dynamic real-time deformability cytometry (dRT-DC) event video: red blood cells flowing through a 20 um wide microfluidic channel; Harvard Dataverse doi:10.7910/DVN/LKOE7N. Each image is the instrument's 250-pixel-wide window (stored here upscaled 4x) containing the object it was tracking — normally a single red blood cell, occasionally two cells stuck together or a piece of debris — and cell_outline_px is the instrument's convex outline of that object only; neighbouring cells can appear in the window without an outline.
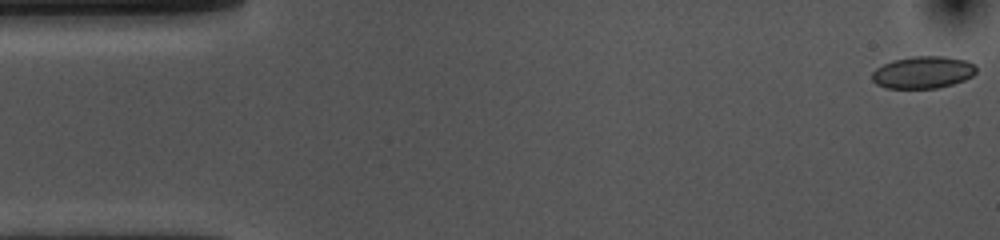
{"species": "common noctule bat (a hibernating species)", "species_latin": "Nyctalus noctula", "temperature_condition": "cold", "stored_images_in_passage": 7, "camera_frame_rate_fps": 3000, "um_per_image_px": 0.085, "animal": {"sex": "female", "body_mass_g": 10.0, "forearm_length_mm": 53.1}, "frame": {"image": 1, "passage_image": 1, "time_ms": 0.0, "image_size_px": [1000, 240], "cell_outline_px": [[976, 72], [972, 76], [964, 80], [952, 84], [936, 88], [884, 88], [876, 84], [872, 80], [872, 72], [876, 68], [892, 60], [912, 56], [944, 56], [964, 60], [972, 64], [976, 68]], "centroid_in_image_um": [78.41, 6.15], "position_along_channel_um": 6.6, "area_um2": 19.48}}